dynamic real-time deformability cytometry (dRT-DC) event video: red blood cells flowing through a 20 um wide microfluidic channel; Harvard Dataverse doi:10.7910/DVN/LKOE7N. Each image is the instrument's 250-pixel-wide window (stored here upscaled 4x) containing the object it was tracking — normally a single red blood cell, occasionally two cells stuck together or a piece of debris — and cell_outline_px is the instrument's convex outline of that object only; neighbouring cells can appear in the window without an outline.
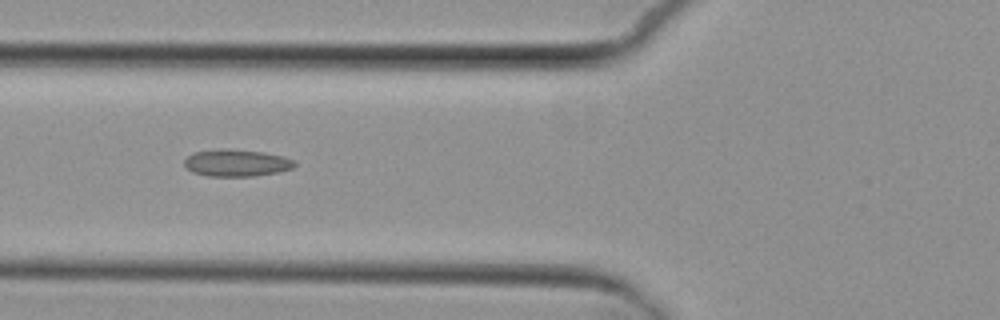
{"species": "common noctule bat (a hibernating species)", "species_latin": "Nyctalus noctula", "temperature_condition": "cold", "stored_images_in_passage": 5, "camera_frame_rate_fps": 3000, "um_per_image_px": 0.085, "animal": {"sex": "female", "body_mass_g": 29.2, "forearm_length_mm": 56.3}, "frame": {"image": 1, "passage_image": 3, "time_ms": 2.333, "image_size_px": [1000, 320], "cell_outline_px": [[296, 164], [292, 168], [276, 172], [252, 176], [208, 176], [192, 172], [184, 164], [184, 160], [192, 152], [220, 148], [224, 148], [264, 152], [284, 156], [292, 160]], "centroid_in_image_um": [20.06, 13.83], "position_along_channel_um": 105.7, "area_um2": 17.34}}
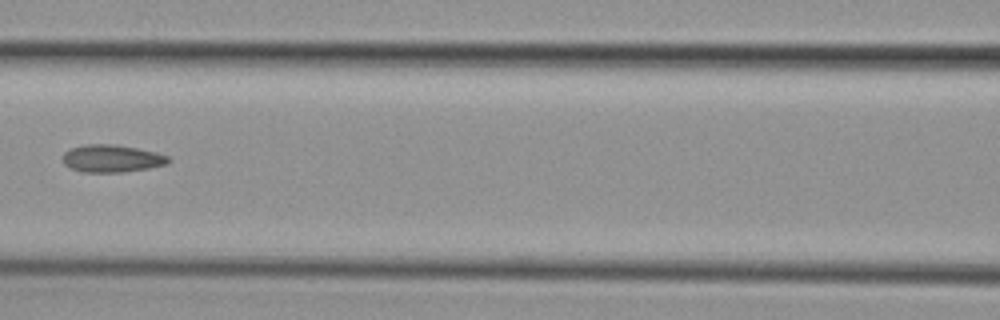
{"frame": {"image": 2, "passage_image": 4, "time_ms": 3.667, "image_size_px": [1000, 320], "cell_outline_px": [[172, 160], [168, 164], [148, 168], [124, 172], [80, 172], [64, 164], [64, 152], [72, 148], [84, 144], [116, 144], [156, 152], [168, 156]], "centroid_in_image_um": [9.53, 13.47], "position_along_channel_um": 157.1, "area_um2": 16.94}}
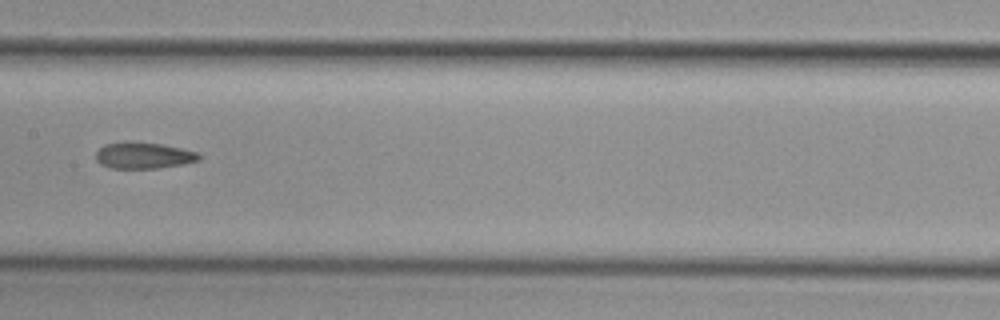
{"frame": {"image": 3, "passage_image": 5, "time_ms": 4.667, "image_size_px": [1000, 320], "cell_outline_px": [[200, 160], [180, 164], [156, 168], [108, 168], [100, 164], [96, 160], [96, 152], [104, 144], [124, 140], [132, 140], [164, 144], [196, 152], [200, 156]], "centroid_in_image_um": [12.13, 13.18], "position_along_channel_um": 195.3, "area_um2": 16.07}}